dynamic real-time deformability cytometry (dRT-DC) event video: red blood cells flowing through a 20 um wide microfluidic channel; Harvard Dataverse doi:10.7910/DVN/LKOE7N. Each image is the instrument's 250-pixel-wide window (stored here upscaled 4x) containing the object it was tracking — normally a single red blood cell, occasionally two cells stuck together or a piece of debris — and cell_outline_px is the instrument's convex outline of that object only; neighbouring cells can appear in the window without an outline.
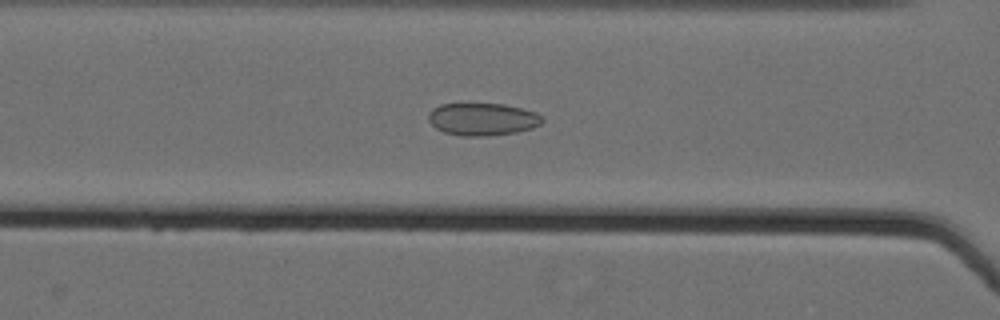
{"species": "Egyptian fruit bat (a non-hibernating species)", "species_latin": "Rousettus aegyptiacus", "temperature_condition": "cold", "stored_images_in_passage": 63, "camera_frame_rate_fps": 3000, "um_per_image_px": 0.085, "animal": {"sex": "female"}, "frame": {"image": 1, "passage_image": 31, "time_ms": 10.0, "image_size_px": [1000, 320], "cell_outline_px": [[544, 120], [540, 124], [532, 128], [516, 132], [484, 136], [464, 136], [444, 132], [436, 128], [428, 120], [428, 112], [432, 108], [440, 104], [504, 104], [536, 112], [544, 116]], "centroid_in_image_um": [41.01, 10.13], "position_along_channel_um": 125.6, "area_um2": 21.56}}
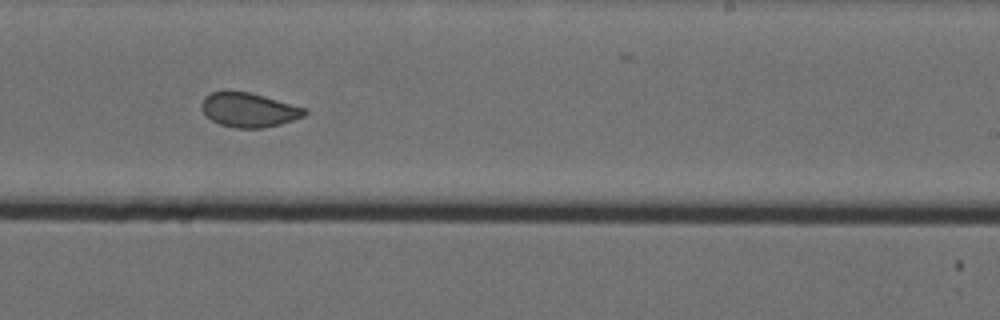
{"frame": {"image": 2, "passage_image": 43, "time_ms": 14.0, "image_size_px": [1000, 320], "cell_outline_px": [[308, 112], [304, 116], [280, 124], [264, 128], [236, 128], [220, 124], [212, 120], [200, 108], [200, 104], [204, 96], [212, 92], [248, 92], [264, 96], [308, 108]], "centroid_in_image_um": [21.17, 9.35], "position_along_channel_um": 267.8, "area_um2": 20.52}}
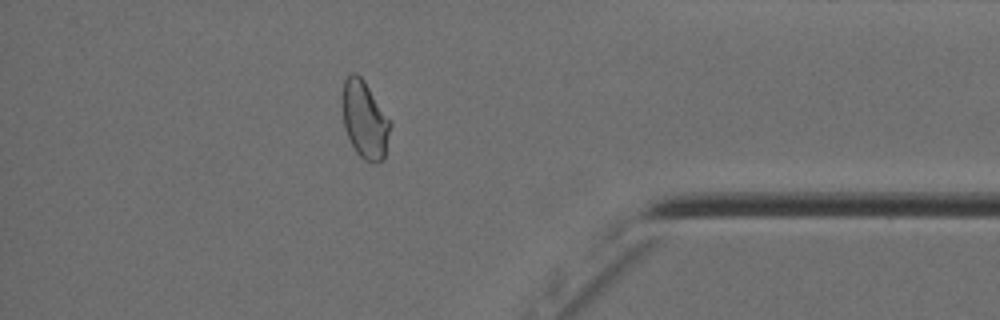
{"frame": {"image": 3, "passage_image": 56, "time_ms": 18.333, "image_size_px": [1000, 320], "cell_outline_px": [[392, 124], [384, 160], [364, 160], [356, 152], [344, 128], [344, 80], [352, 72], [356, 72], [364, 80], [392, 120]], "centroid_in_image_um": [31.06, 10.16], "position_along_channel_um": 404.1, "area_um2": 21.39}, "authors_computed_cell_mechanics": {"area_um2": 23.2356, "velocity_mm_per_s": 3.5634, "shape_relaxation_time_tau1_ms": null, "shape_relaxation_time_tau2_ms": 1.0066, "deformation_change_tau1": null, "deformation_change_tau2": 0.0575}}